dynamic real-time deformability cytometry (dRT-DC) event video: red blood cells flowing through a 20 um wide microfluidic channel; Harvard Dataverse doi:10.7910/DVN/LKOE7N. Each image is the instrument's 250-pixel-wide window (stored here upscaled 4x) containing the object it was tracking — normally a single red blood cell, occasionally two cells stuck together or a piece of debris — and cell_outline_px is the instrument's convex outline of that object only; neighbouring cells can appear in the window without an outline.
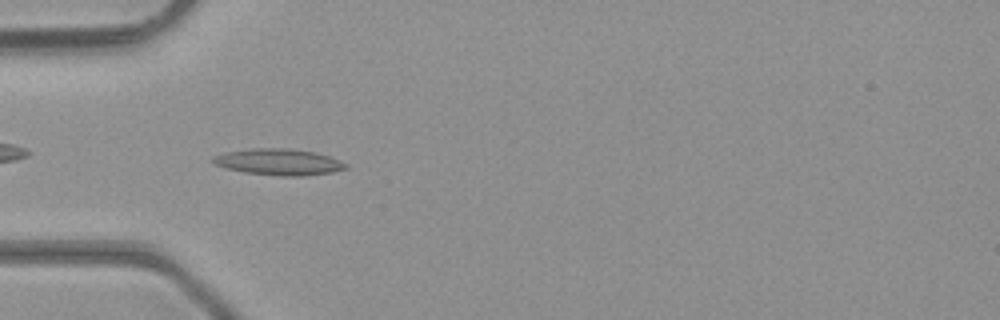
{"species": "common noctule bat (a hibernating species)", "species_latin": "Nyctalus noctula", "temperature_condition": "room temperature", "stored_images_in_passage": 35, "camera_frame_rate_fps": 3000, "um_per_image_px": 0.085, "animal": {"sex": "male", "body_mass_g": 23.1, "forearm_length_mm": 52.7}, "frame": {"image": 1, "passage_image": 3, "time_ms": 0.667, "image_size_px": [1000, 320], "cell_outline_px": [[348, 168], [332, 172], [304, 176], [280, 176], [244, 172], [228, 168], [216, 164], [212, 160], [212, 156], [224, 152], [252, 148], [288, 148], [312, 152], [328, 156], [340, 160], [348, 164]], "centroid_in_image_um": [23.7, 13.76], "position_along_channel_um": 61.3, "area_um2": 20.29}}
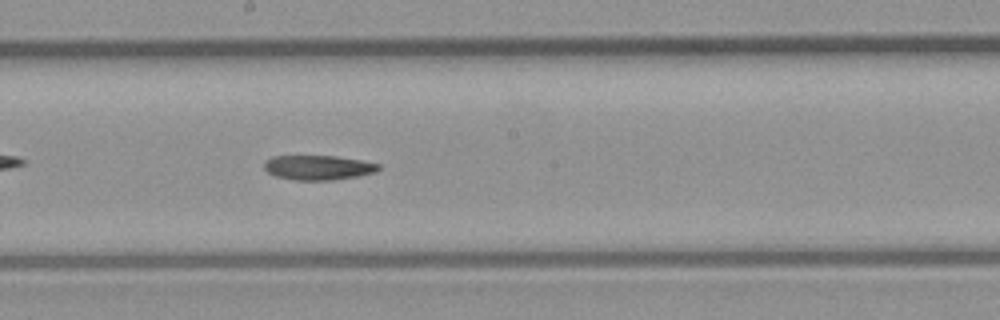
{"frame": {"image": 2, "passage_image": 14, "time_ms": 4.333, "image_size_px": [1000, 320], "cell_outline_px": [[380, 168], [376, 172], [356, 176], [332, 180], [296, 180], [276, 176], [268, 172], [264, 168], [264, 160], [272, 156], [336, 156], [360, 160], [380, 164]], "centroid_in_image_um": [27.03, 14.23], "position_along_channel_um": 221.2, "area_um2": 16.36}}
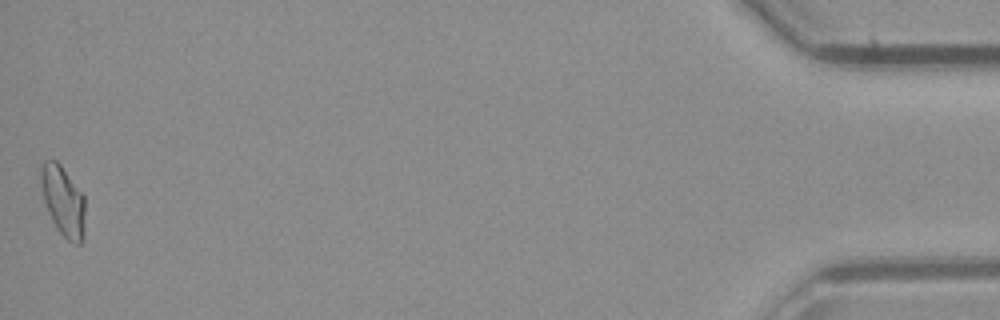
{"frame": {"image": 3, "passage_image": 35, "time_ms": 11.333, "image_size_px": [1000, 320], "cell_outline_px": [[84, 212], [80, 244], [72, 244], [56, 228], [48, 212], [44, 200], [40, 184], [40, 164], [44, 160], [56, 160], [60, 164], [84, 196]], "centroid_in_image_um": [5.31, 17.03], "position_along_channel_um": 429.9, "area_um2": 17.74}, "authors_computed_cell_mechanics": {"area_um2": 17.2822, "velocity_mm_per_s": 4.4099, "shape_relaxation_time_tau1_ms": null, "shape_relaxation_time_tau2_ms": 3.3093, "deformation_change_tau1": null, "deformation_change_tau2": 0.1104}}